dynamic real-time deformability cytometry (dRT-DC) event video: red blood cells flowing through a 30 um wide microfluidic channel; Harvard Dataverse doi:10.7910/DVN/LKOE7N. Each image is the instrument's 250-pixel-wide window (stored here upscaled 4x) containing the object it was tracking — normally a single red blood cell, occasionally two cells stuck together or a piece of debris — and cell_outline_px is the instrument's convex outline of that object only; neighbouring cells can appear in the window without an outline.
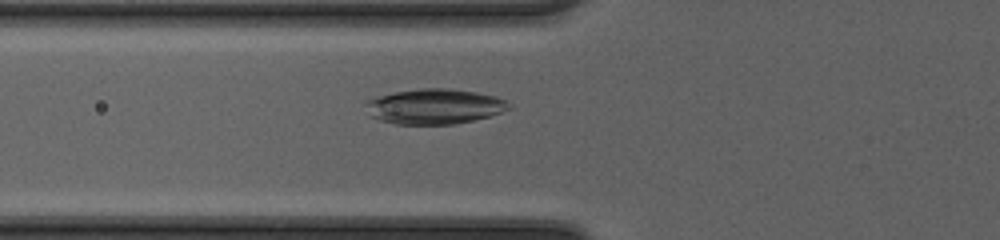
{"species": "common noctule bat (a hibernating species)", "species_latin": "Nyctalus noctula", "temperature_condition": "cold", "stored_images_in_passage": 42, "camera_frame_rate_fps": 3000, "um_per_image_px": 0.085, "animal": {"sex": "female", "body_mass_g": 20.0, "forearm_length_mm": 54.0}, "frame": {"image": 1, "passage_image": 13, "time_ms": 4.0, "image_size_px": [1000, 240], "cell_outline_px": [[512, 108], [488, 116], [456, 124], [396, 124], [380, 120], [368, 116], [364, 104], [364, 100], [396, 92], [420, 88], [448, 88], [476, 92], [496, 96], [512, 104]], "centroid_in_image_um": [36.9, 9.05], "position_along_channel_um": 88.9, "area_um2": 29.48}}
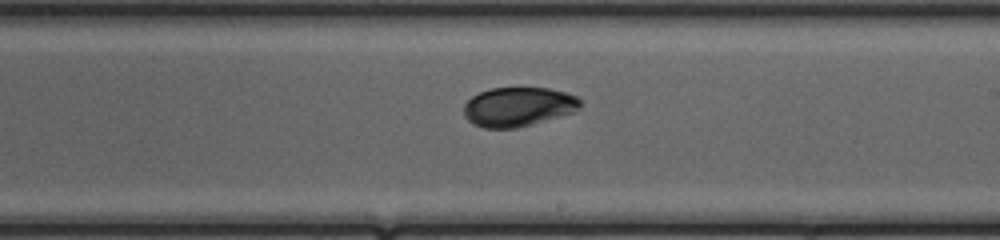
{"frame": {"image": 2, "passage_image": 24, "time_ms": 7.667, "image_size_px": [1000, 240], "cell_outline_px": [[580, 108], [576, 112], [516, 128], [484, 128], [472, 124], [464, 116], [464, 104], [472, 96], [480, 92], [492, 88], [548, 88], [564, 92], [576, 96], [580, 100]], "centroid_in_image_um": [44.04, 9.08], "position_along_channel_um": 245.0, "area_um2": 26.65}}
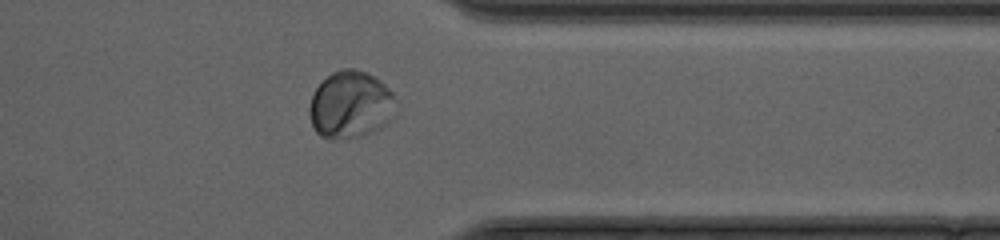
{"frame": {"image": 3, "passage_image": 34, "time_ms": 11.0, "image_size_px": [1000, 240], "cell_outline_px": [[396, 116], [392, 120], [380, 128], [364, 136], [336, 140], [332, 140], [320, 136], [316, 132], [312, 124], [308, 112], [308, 108], [312, 96], [316, 88], [332, 72], [340, 68], [352, 68], [364, 72], [380, 80], [392, 92]], "centroid_in_image_um": [29.79, 8.94], "position_along_channel_um": 381.6, "area_um2": 34.22}}